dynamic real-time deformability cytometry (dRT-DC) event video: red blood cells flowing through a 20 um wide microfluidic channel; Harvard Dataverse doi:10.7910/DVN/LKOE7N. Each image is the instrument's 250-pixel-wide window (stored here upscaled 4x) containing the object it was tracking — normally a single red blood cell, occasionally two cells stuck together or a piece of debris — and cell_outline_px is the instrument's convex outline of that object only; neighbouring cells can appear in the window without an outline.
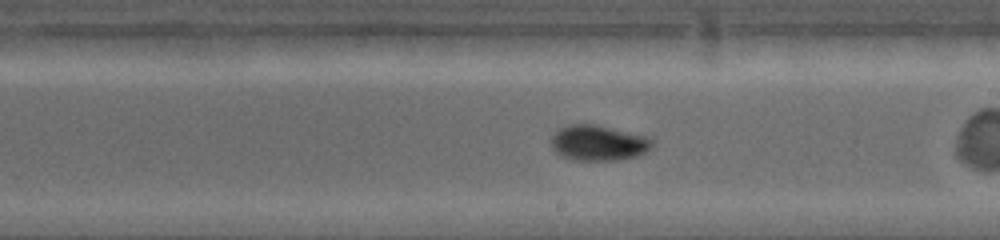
{"species": "common noctule bat (a hibernating species)", "species_latin": "Nyctalus noctula", "temperature_condition": "warm", "stored_images_in_passage": 50, "camera_frame_rate_fps": 4500, "um_per_image_px": 0.085, "animal": {"sex": "female", "body_mass_g": 19.0, "forearm_length_mm": 53.3}, "frame": {"image": 1, "passage_image": 21, "time_ms": 4.444, "image_size_px": [1000, 240], "cell_outline_px": [[648, 144], [640, 152], [632, 156], [600, 160], [588, 160], [572, 156], [564, 152], [552, 140], [556, 132], [560, 128], [568, 124], [596, 124], [636, 136], [648, 140]], "centroid_in_image_um": [50.78, 12.09], "position_along_channel_um": 238.2, "area_um2": 18.09}}
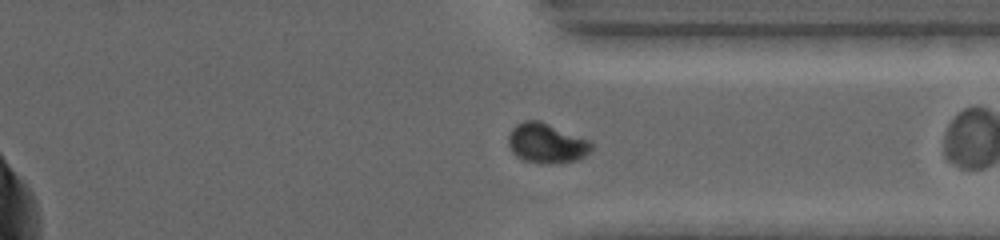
{"frame": {"image": 2, "passage_image": 37, "time_ms": 7.778, "image_size_px": [1000, 240], "cell_outline_px": [[592, 144], [580, 156], [572, 160], [528, 160], [520, 156], [512, 148], [508, 140], [508, 136], [512, 128], [516, 124], [524, 120], [540, 120], [584, 140]], "centroid_in_image_um": [46.34, 12.07], "position_along_channel_um": 365.1, "area_um2": 17.17}}